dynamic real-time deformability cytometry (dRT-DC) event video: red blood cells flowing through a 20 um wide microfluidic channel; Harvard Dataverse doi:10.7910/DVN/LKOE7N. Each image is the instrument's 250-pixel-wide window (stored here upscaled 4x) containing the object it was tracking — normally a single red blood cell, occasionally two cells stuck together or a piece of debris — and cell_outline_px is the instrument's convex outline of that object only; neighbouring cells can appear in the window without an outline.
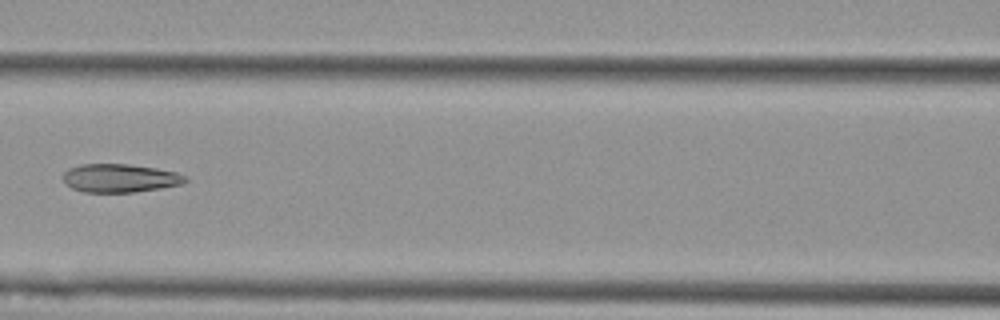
{"species": "Egyptian fruit bat (a non-hibernating species)", "species_latin": "Rousettus aegyptiacus", "temperature_condition": "cold", "stored_images_in_passage": 7, "camera_frame_rate_fps": 3000, "um_per_image_px": 0.085, "animal": {"sex": "female"}, "frame": {"image": 1, "passage_image": 7, "time_ms": 8.0, "image_size_px": [1000, 320], "cell_outline_px": [[188, 180], [180, 184], [160, 188], [136, 192], [84, 192], [72, 188], [64, 180], [64, 172], [68, 168], [80, 164], [128, 164], [156, 168], [176, 172], [188, 176]], "centroid_in_image_um": [10.21, 15.13], "position_along_channel_um": 156.4, "area_um2": 20.17}}